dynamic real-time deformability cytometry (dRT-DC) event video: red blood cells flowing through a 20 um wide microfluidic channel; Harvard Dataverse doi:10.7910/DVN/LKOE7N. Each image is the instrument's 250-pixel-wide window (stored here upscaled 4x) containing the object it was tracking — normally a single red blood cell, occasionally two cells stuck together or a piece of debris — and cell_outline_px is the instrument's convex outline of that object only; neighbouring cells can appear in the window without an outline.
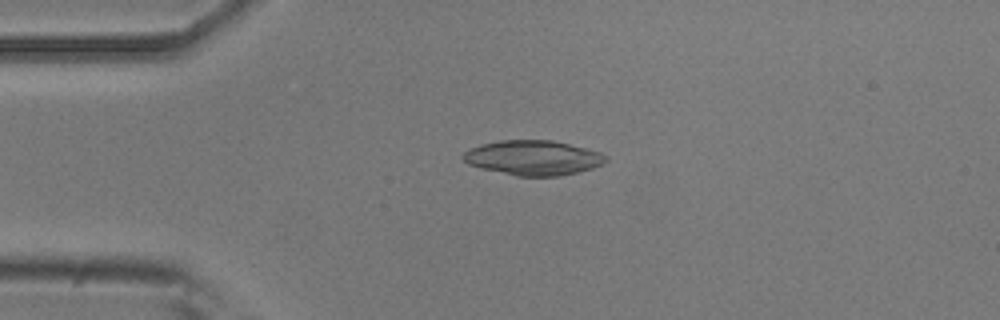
{"species": "common noctule bat (a hibernating species)", "species_latin": "Nyctalus noctula", "temperature_condition": "room temperature", "stored_images_in_passage": 47, "camera_frame_rate_fps": 3000, "um_per_image_px": 0.085, "animal": {"sex": "male", "body_mass_g": 20.5, "forearm_length_mm": 52.5}, "frame": {"image": 1, "passage_image": 8, "time_ms": 2.333, "image_size_px": [1000, 320], "cell_outline_px": [[608, 160], [592, 168], [560, 176], [516, 176], [480, 168], [468, 164], [460, 156], [464, 152], [480, 144], [500, 140], [552, 140], [600, 152], [608, 156]], "centroid_in_image_um": [45.29, 13.41], "position_along_channel_um": 39.7, "area_um2": 28.84}}
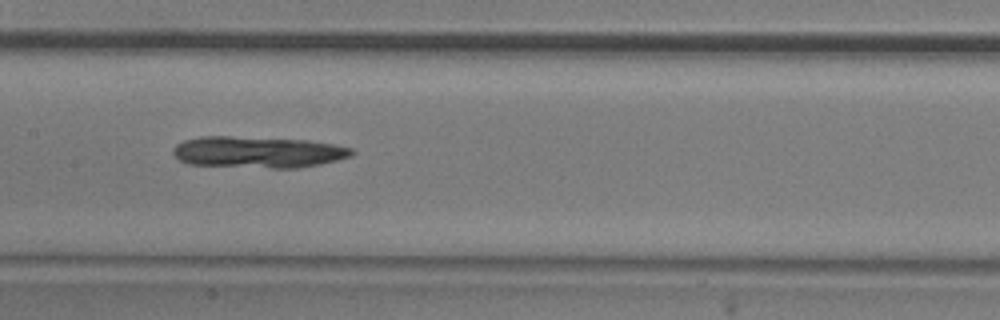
{"frame": {"image": 2, "passage_image": 21, "time_ms": 6.667, "image_size_px": [1000, 320], "cell_outline_px": [[356, 152], [352, 156], [320, 164], [296, 168], [272, 168], [188, 164], [180, 160], [172, 152], [172, 148], [176, 144], [184, 140], [200, 136], [228, 136], [304, 140], [332, 144], [352, 148]], "centroid_in_image_um": [21.91, 12.93], "position_along_channel_um": 185.5, "area_um2": 32.66}}
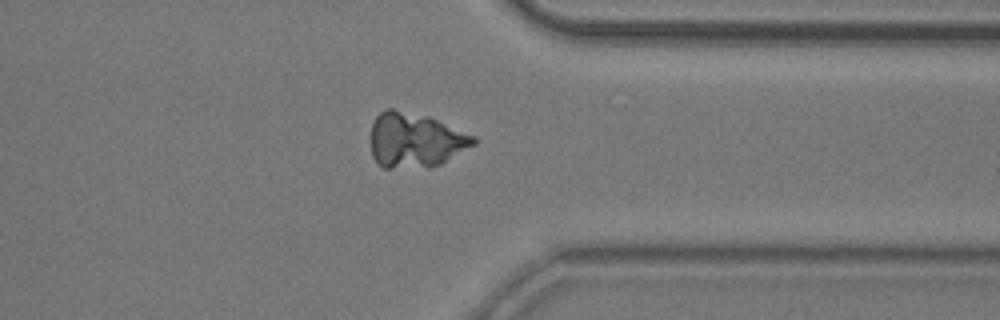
{"frame": {"image": 3, "passage_image": 36, "time_ms": 11.667, "image_size_px": [1000, 320], "cell_outline_px": [[476, 144], [440, 164], [428, 168], [384, 168], [372, 156], [372, 124], [376, 116], [380, 112], [388, 108], [392, 108], [428, 116], [476, 136]], "centroid_in_image_um": [35.31, 11.92], "position_along_channel_um": 376.1, "area_um2": 32.83}}